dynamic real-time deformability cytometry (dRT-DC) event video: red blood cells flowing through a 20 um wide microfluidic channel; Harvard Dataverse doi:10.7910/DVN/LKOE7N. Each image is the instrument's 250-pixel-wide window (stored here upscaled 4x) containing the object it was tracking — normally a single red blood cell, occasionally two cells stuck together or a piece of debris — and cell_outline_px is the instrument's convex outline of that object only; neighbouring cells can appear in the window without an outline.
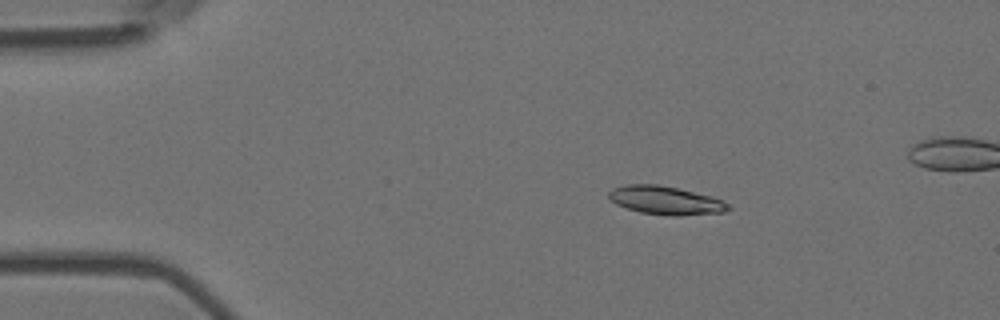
{"species": "Egyptian fruit bat (a non-hibernating species)", "species_latin": "Rousettus aegyptiacus", "temperature_condition": "room temperature", "stored_images_in_passage": 6, "camera_frame_rate_fps": 3000, "um_per_image_px": 0.085, "animal": {"sex": "female"}, "frame": {"image": 1, "passage_image": 3, "time_ms": 0.667, "image_size_px": [1000, 320], "cell_outline_px": [[732, 208], [724, 212], [680, 216], [668, 216], [640, 212], [616, 204], [608, 196], [608, 192], [612, 188], [624, 184], [656, 184], [676, 188], [712, 196], [728, 204]], "centroid_in_image_um": [56.56, 17.03], "position_along_channel_um": 28.4, "area_um2": 19.77}}
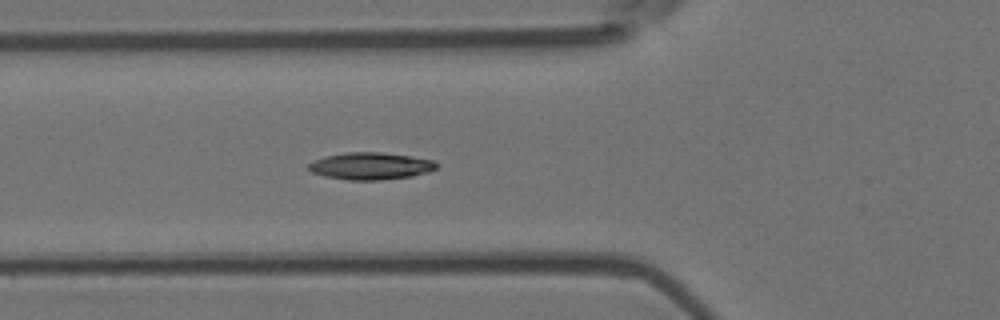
{"frame": {"image": 2, "passage_image": 6, "time_ms": 1.667, "image_size_px": [1000, 320], "cell_outline_px": [[440, 164], [436, 168], [428, 172], [412, 176], [380, 180], [348, 180], [324, 176], [312, 172], [308, 168], [308, 164], [324, 156], [348, 152], [380, 152], [436, 160]], "centroid_in_image_um": [31.53, 14.11], "position_along_channel_um": 94.3, "area_um2": 20.23}}